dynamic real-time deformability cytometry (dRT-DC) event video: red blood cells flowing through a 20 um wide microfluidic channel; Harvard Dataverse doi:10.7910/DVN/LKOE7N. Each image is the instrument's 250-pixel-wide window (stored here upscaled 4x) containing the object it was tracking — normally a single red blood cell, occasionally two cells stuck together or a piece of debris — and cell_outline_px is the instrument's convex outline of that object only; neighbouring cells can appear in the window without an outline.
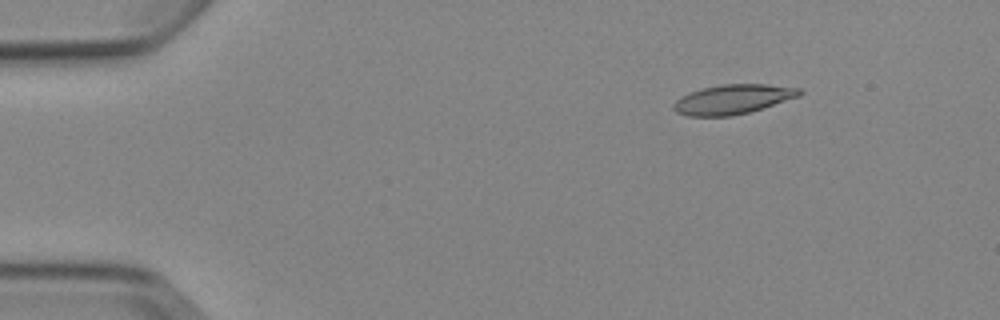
{"species": "Egyptian fruit bat (a non-hibernating species)", "species_latin": "Rousettus aegyptiacus", "temperature_condition": "cold", "stored_images_in_passage": 5, "camera_frame_rate_fps": 3000, "um_per_image_px": 0.085, "animal": {"sex": "female"}, "frame": {"image": 1, "passage_image": 2, "time_ms": 1.333, "image_size_px": [1000, 320], "cell_outline_px": [[804, 92], [800, 96], [748, 112], [732, 116], [688, 116], [676, 112], [672, 108], [672, 104], [680, 96], [688, 92], [720, 84], [768, 84], [800, 88]], "centroid_in_image_um": [62.27, 8.43], "position_along_channel_um": 22.7, "area_um2": 21.73}}
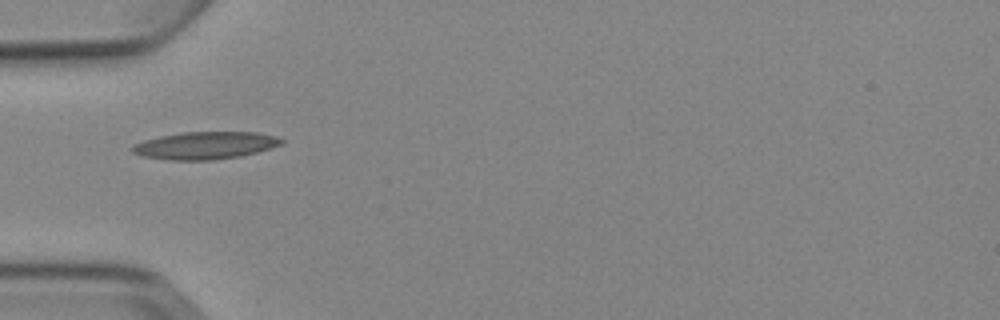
{"frame": {"image": 2, "passage_image": 5, "time_ms": 4.667, "image_size_px": [1000, 320], "cell_outline_px": [[284, 144], [272, 148], [240, 156], [216, 160], [168, 160], [144, 156], [132, 152], [132, 148], [136, 144], [144, 140], [160, 136], [184, 132], [256, 132], [276, 136], [284, 140]], "centroid_in_image_um": [17.5, 12.36], "position_along_channel_um": 67.5, "area_um2": 23.81}}